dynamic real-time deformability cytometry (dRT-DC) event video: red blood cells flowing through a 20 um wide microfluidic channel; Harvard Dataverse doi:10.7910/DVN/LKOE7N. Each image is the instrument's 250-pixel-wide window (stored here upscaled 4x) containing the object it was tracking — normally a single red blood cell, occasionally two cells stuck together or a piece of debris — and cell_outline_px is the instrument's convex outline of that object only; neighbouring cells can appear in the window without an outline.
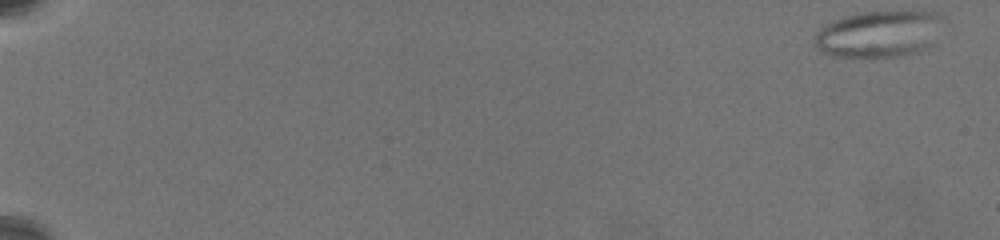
{"species": "common noctule bat (a hibernating species)", "species_latin": "Nyctalus noctula", "temperature_condition": "warm", "stored_images_in_passage": 42, "camera_frame_rate_fps": 3000, "um_per_image_px": 0.085, "animal": {"sex": "female", "body_mass_g": 19.5, "forearm_length_mm": 54.1}, "frame": {"image": 1, "passage_image": 1, "time_ms": 0.0, "image_size_px": [1000, 240], "cell_outline_px": [[936, 16], [932, 44], [924, 48], [900, 56], [832, 56], [820, 52], [812, 44], [816, 32], [820, 28], [836, 20], [860, 12], [936, 12]], "centroid_in_image_um": [74.52, 2.91], "position_along_channel_um": 10.5, "area_um2": 33.41}}
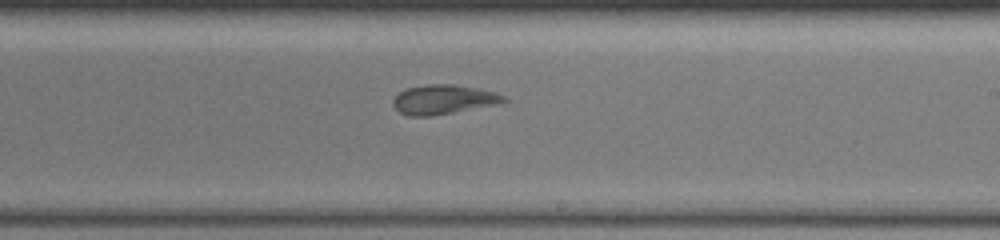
{"frame": {"image": 2, "passage_image": 27, "time_ms": 13.0, "image_size_px": [1000, 240], "cell_outline_px": [[508, 100], [492, 104], [432, 116], [408, 116], [400, 112], [392, 104], [392, 100], [400, 92], [408, 88], [428, 84], [452, 84], [480, 88], [496, 92], [504, 96]], "centroid_in_image_um": [37.65, 8.44], "position_along_channel_um": 251.3, "area_um2": 18.61}}
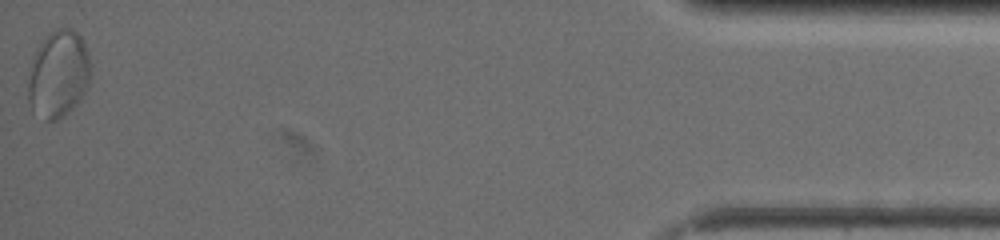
{"frame": {"image": 3, "passage_image": 42, "time_ms": 20.333, "image_size_px": [1000, 240], "cell_outline_px": [[88, 84], [80, 100], [64, 116], [56, 120], [44, 120], [32, 112], [28, 100], [28, 84], [32, 56], [40, 44], [56, 28], [72, 28], [80, 36], [88, 52]], "centroid_in_image_um": [4.93, 6.33], "position_along_channel_um": 430.3, "area_um2": 31.44}, "authors_computed_cell_mechanics": {"area_um2": 26.7036, "velocity_mm_per_s": 3.4863, "shape_relaxation_time_tau1_ms": null, "shape_relaxation_time_tau2_ms": 2.4862, "deformation_change_tau1": null, "deformation_change_tau2": 0.0947}}